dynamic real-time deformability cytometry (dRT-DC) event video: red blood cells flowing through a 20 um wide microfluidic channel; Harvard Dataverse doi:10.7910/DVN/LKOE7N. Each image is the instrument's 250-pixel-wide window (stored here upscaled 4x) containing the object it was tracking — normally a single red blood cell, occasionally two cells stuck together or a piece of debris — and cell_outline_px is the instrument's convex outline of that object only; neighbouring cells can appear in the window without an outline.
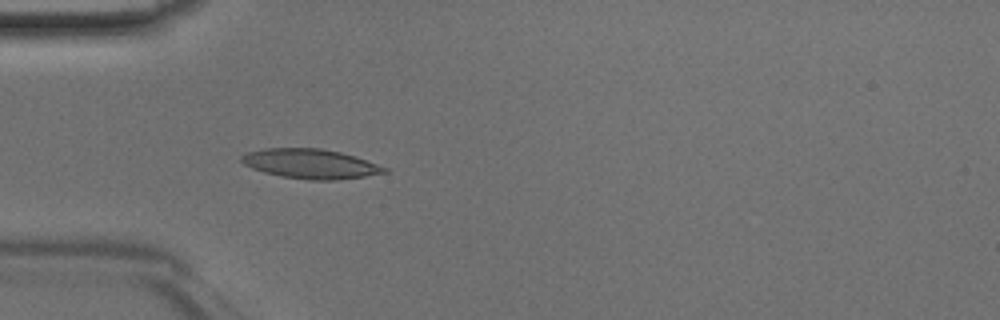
{"species": "Egyptian fruit bat (a non-hibernating species)", "species_latin": "Rousettus aegyptiacus", "temperature_condition": "room temperature", "stored_images_in_passage": 39, "camera_frame_rate_fps": 3000, "um_per_image_px": 0.085, "animal": {"sex": "male"}, "frame": {"image": 1, "passage_image": 7, "time_ms": 2.0, "image_size_px": [1000, 320], "cell_outline_px": [[388, 172], [364, 176], [336, 180], [308, 180], [280, 176], [264, 172], [252, 168], [244, 164], [240, 160], [240, 156], [248, 152], [264, 148], [320, 148], [340, 152], [388, 168]], "centroid_in_image_um": [26.34, 13.92], "position_along_channel_um": 58.7, "area_um2": 24.45}}
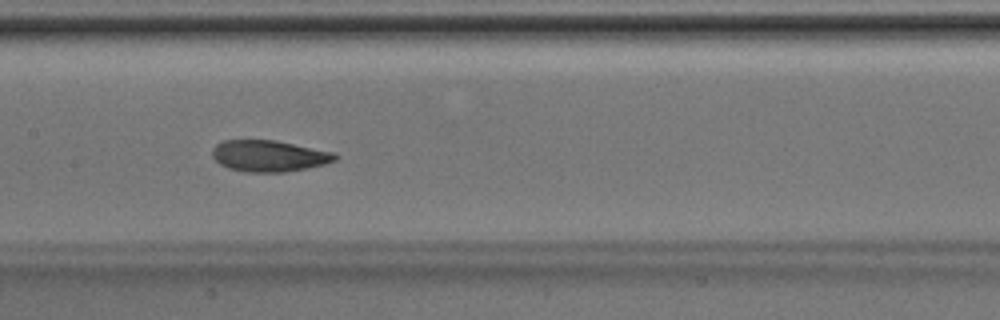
{"frame": {"image": 2, "passage_image": 16, "time_ms": 5.0, "image_size_px": [1000, 320], "cell_outline_px": [[340, 156], [336, 160], [324, 164], [308, 168], [284, 172], [244, 172], [228, 168], [220, 164], [212, 156], [212, 148], [216, 144], [224, 140], [276, 140], [336, 152]], "centroid_in_image_um": [22.9, 13.25], "position_along_channel_um": 184.5, "area_um2": 22.72}}
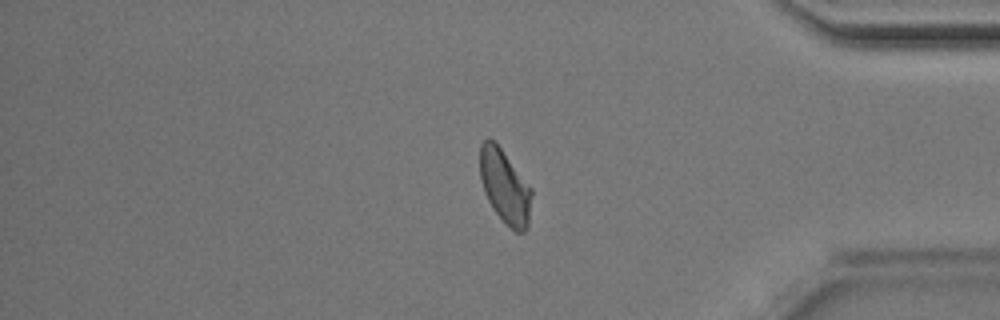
{"frame": {"image": 3, "passage_image": 32, "time_ms": 10.333, "image_size_px": [1000, 320], "cell_outline_px": [[532, 192], [528, 228], [524, 232], [516, 232], [492, 208], [484, 192], [480, 180], [480, 144], [488, 136], [500, 148], [532, 188]], "centroid_in_image_um": [42.91, 15.85], "position_along_channel_um": 392.3, "area_um2": 21.96}}